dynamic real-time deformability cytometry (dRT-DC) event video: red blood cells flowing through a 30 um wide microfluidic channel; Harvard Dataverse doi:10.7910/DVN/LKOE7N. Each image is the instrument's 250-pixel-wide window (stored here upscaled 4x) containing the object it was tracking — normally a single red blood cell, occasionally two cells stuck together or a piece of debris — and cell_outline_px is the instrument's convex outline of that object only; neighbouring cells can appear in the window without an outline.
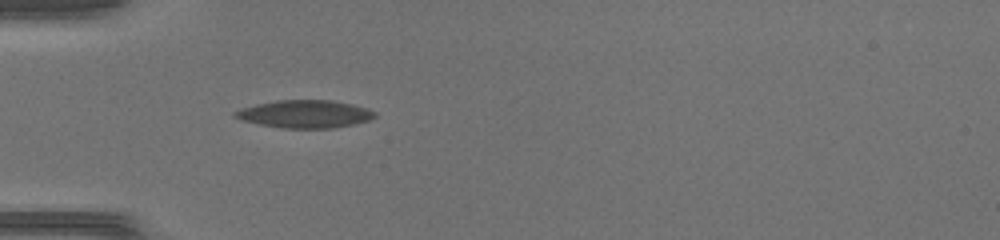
{"species": "common noctule bat (a hibernating species)", "species_latin": "Nyctalus noctula", "temperature_condition": "warm", "stored_images_in_passage": 36, "camera_frame_rate_fps": 3000, "um_per_image_px": 0.085, "animal": {"sex": "female", "body_mass_g": 17.0, "forearm_length_mm": 48.0}, "frame": {"image": 1, "passage_image": 3, "time_ms": 0.667, "image_size_px": [1000, 240], "cell_outline_px": [[376, 116], [368, 120], [352, 124], [332, 128], [284, 128], [260, 124], [240, 120], [232, 116], [232, 112], [240, 108], [256, 104], [276, 100], [332, 100], [352, 104], [368, 108], [376, 112]], "centroid_in_image_um": [25.87, 9.68], "position_along_channel_um": 59.1, "area_um2": 22.66}}
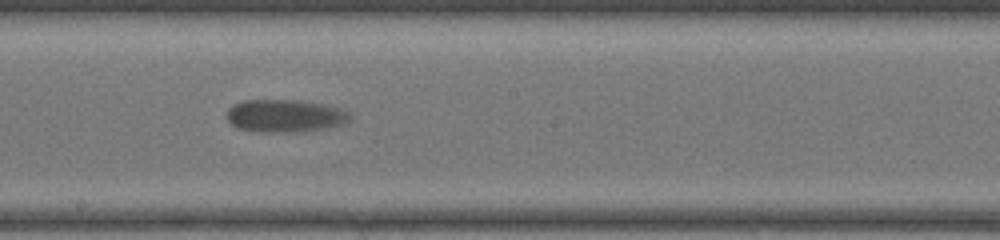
{"frame": {"image": 2, "passage_image": 15, "time_ms": 4.667, "image_size_px": [1000, 240], "cell_outline_px": [[352, 116], [344, 124], [324, 128], [296, 132], [252, 132], [236, 128], [228, 120], [228, 108], [232, 104], [244, 100], [300, 100], [340, 108], [348, 112]], "centroid_in_image_um": [24.18, 9.85], "position_along_channel_um": 224.0, "area_um2": 23.52}}
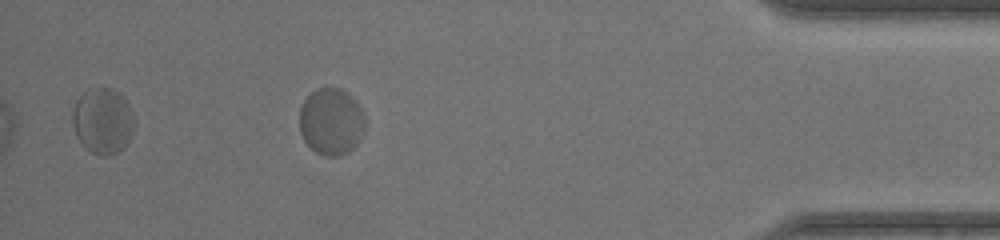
{"frame": {"image": 3, "passage_image": 31, "time_ms": 10.0, "image_size_px": [1000, 240], "cell_outline_px": [[364, 132], [360, 140], [348, 152], [340, 156], [324, 156], [316, 152], [304, 140], [300, 132], [300, 108], [304, 100], [316, 88], [340, 88], [348, 92], [356, 100], [364, 112]], "centroid_in_image_um": [28.17, 10.32], "position_along_channel_um": 407.0, "area_um2": 25.72}}